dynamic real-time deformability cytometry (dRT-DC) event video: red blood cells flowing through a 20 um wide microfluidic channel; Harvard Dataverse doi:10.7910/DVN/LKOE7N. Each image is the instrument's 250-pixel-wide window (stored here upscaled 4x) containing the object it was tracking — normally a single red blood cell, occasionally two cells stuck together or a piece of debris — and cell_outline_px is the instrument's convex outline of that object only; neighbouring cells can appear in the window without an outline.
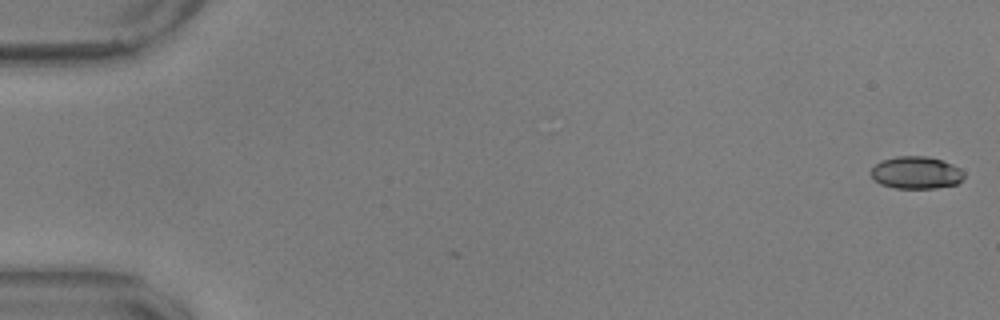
{"species": "common noctule bat (a hibernating species)", "species_latin": "Nyctalus noctula", "temperature_condition": "warm", "stored_images_in_passage": 2, "camera_frame_rate_fps": 3000, "um_per_image_px": 0.085, "animal": {"sex": "male", "body_mass_g": 17.9, "forearm_length_mm": 54.2}, "frame": {"image": 1, "passage_image": 2, "time_ms": 0.333, "image_size_px": [1000, 320], "cell_outline_px": [[964, 176], [956, 184], [936, 188], [896, 188], [880, 184], [872, 176], [872, 168], [880, 160], [896, 156], [924, 156], [940, 160], [952, 164], [960, 168], [964, 172]], "centroid_in_image_um": [77.87, 14.67], "position_along_channel_um": 7.1, "area_um2": 17.4}}